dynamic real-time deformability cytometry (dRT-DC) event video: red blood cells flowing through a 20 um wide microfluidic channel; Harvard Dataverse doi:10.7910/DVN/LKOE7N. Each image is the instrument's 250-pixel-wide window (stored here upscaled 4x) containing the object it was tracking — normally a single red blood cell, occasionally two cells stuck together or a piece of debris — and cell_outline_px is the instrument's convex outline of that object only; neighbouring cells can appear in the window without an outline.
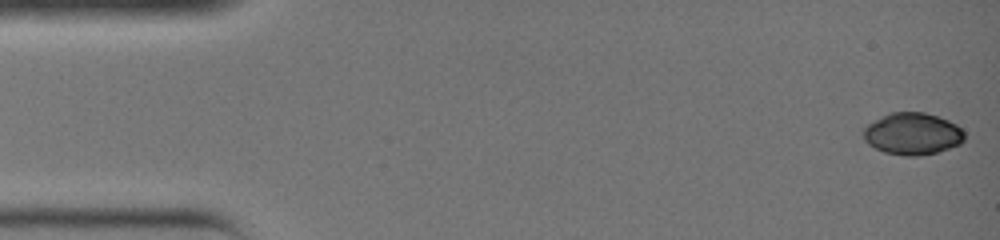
{"species": "common noctule bat (a hibernating species)", "species_latin": "Nyctalus noctula", "temperature_condition": "warm", "stored_images_in_passage": 35, "camera_frame_rate_fps": 3000, "um_per_image_px": 0.085, "animal": {"sex": "female", "body_mass_g": 19.0, "forearm_length_mm": 51.5}, "frame": {"image": 1, "passage_image": 1, "time_ms": 0.0, "image_size_px": [1000, 240], "cell_outline_px": [[964, 140], [960, 144], [936, 152], [916, 156], [904, 156], [884, 152], [868, 144], [864, 140], [864, 128], [868, 124], [892, 112], [924, 112], [948, 120], [956, 124], [964, 132]], "centroid_in_image_um": [77.57, 11.38], "position_along_channel_um": 7.4, "area_um2": 24.45}}
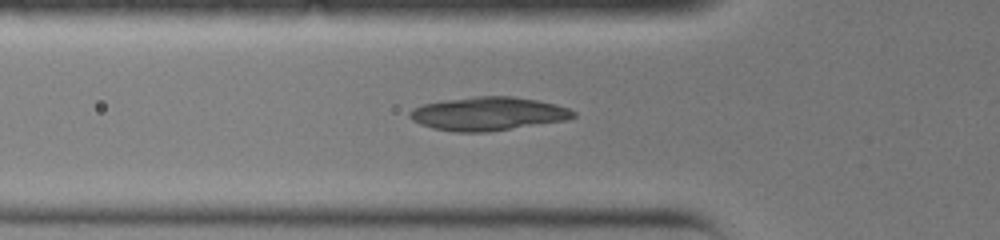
{"frame": {"image": 2, "passage_image": 13, "time_ms": 4.0, "image_size_px": [1000, 240], "cell_outline_px": [[576, 116], [568, 120], [488, 132], [456, 132], [432, 128], [420, 124], [412, 120], [408, 116], [408, 112], [412, 108], [424, 104], [444, 100], [476, 96], [512, 96], [536, 100], [556, 104], [568, 108], [576, 112]], "centroid_in_image_um": [41.49, 9.67], "position_along_channel_um": 84.3, "area_um2": 32.08}}
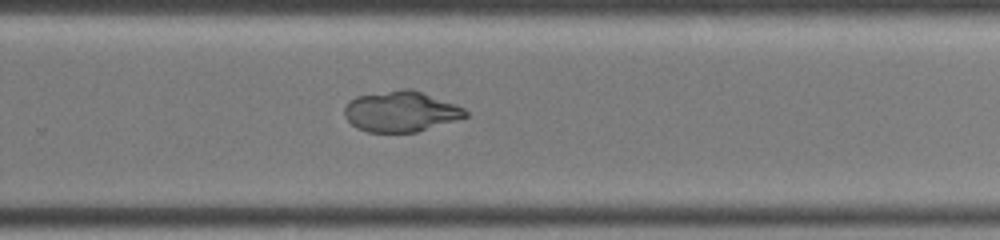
{"frame": {"image": 3, "passage_image": 25, "time_ms": 8.0, "image_size_px": [1000, 240], "cell_outline_px": [[468, 116], [456, 120], [416, 132], [368, 132], [356, 128], [344, 116], [344, 108], [348, 100], [356, 96], [400, 88], [412, 88], [456, 104], [464, 108], [468, 112]], "centroid_in_image_um": [34.06, 9.46], "position_along_channel_um": 295.7, "area_um2": 28.9}}